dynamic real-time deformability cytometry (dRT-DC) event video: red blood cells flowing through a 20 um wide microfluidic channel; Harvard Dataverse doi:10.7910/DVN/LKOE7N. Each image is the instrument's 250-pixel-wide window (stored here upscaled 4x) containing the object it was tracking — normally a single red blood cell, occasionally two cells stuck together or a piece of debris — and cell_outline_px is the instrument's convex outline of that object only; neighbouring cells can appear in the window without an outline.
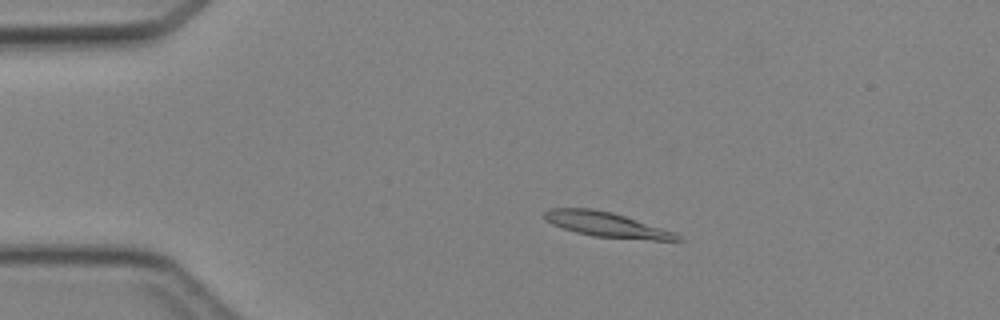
{"species": "Egyptian fruit bat (a non-hibernating species)", "species_latin": "Rousettus aegyptiacus", "temperature_condition": "cold", "stored_images_in_passage": 3, "camera_frame_rate_fps": 3000, "um_per_image_px": 0.085, "animal": {"sex": "female"}, "frame": {"image": 1, "passage_image": 3, "time_ms": 2.333, "image_size_px": [1000, 320], "cell_outline_px": [[684, 240], [652, 240], [592, 236], [576, 232], [552, 224], [544, 216], [544, 212], [552, 208], [592, 208], [612, 212], [676, 232]], "centroid_in_image_um": [51.59, 19.09], "position_along_channel_um": 33.4, "area_um2": 19.07}}